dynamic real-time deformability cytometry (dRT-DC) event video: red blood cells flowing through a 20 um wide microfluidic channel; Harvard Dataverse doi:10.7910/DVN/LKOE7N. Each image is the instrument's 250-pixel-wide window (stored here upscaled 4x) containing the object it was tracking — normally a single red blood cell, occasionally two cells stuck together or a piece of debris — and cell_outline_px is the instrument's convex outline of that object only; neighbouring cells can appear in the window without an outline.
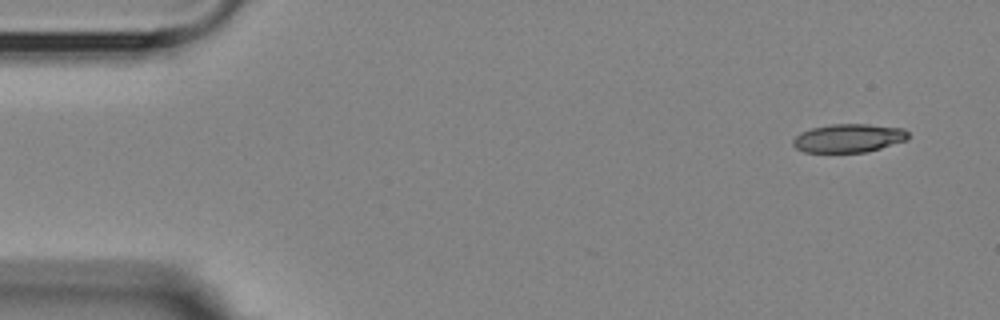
{"species": "Egyptian fruit bat (a non-hibernating species)", "species_latin": "Rousettus aegyptiacus", "temperature_condition": "room temperature", "stored_images_in_passage": 2, "camera_frame_rate_fps": 3000, "um_per_image_px": 0.085, "animal": {"sex": "female"}, "frame": {"image": 1, "passage_image": 2, "time_ms": 2.0, "image_size_px": [1000, 320], "cell_outline_px": [[908, 140], [880, 148], [864, 152], [804, 152], [796, 148], [792, 144], [792, 140], [800, 132], [812, 128], [832, 124], [868, 124], [904, 128], [908, 132]], "centroid_in_image_um": [72.13, 11.74], "position_along_channel_um": 12.9, "area_um2": 19.13}}